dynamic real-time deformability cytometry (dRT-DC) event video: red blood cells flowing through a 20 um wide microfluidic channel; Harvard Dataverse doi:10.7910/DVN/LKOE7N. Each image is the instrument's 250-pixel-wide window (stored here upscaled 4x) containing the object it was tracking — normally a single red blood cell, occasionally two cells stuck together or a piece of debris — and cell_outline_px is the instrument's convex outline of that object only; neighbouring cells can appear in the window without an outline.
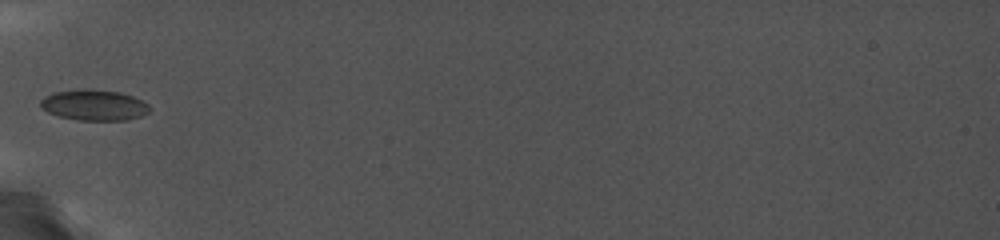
{"species": "common noctule bat (a hibernating species)", "species_latin": "Nyctalus noctula", "temperature_condition": "cold", "stored_images_in_passage": 45, "camera_frame_rate_fps": 5000, "um_per_image_px": 0.085, "animal": {"sex": "female", "body_mass_g": 19.0, "forearm_length_mm": 56.7}, "frame": {"image": 1, "passage_image": 1, "time_ms": 0.0, "image_size_px": [1000, 240], "cell_outline_px": [[148, 112], [140, 116], [128, 120], [80, 120], [60, 116], [48, 112], [40, 104], [40, 100], [44, 96], [56, 92], [84, 88], [120, 92], [132, 96], [148, 104]], "centroid_in_image_um": [7.99, 8.92], "position_along_channel_um": 77.0, "area_um2": 19.31}}
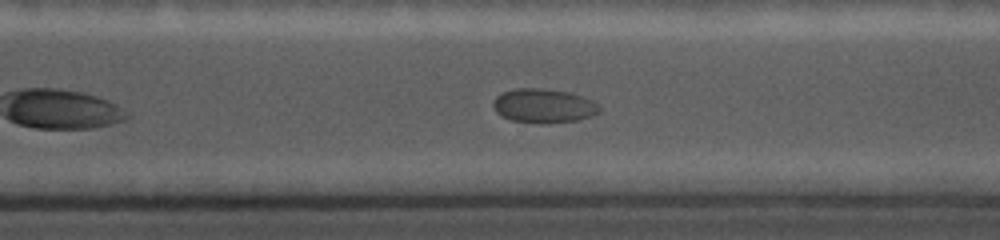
{"frame": {"image": 2, "passage_image": 30, "time_ms": 7.2, "image_size_px": [1000, 240], "cell_outline_px": [[600, 112], [576, 120], [540, 124], [512, 120], [496, 112], [492, 104], [492, 100], [496, 96], [504, 92], [516, 88], [540, 88], [568, 92], [592, 100], [600, 108]], "centroid_in_image_um": [46.17, 8.99], "position_along_channel_um": 324.4, "area_um2": 20.87}}
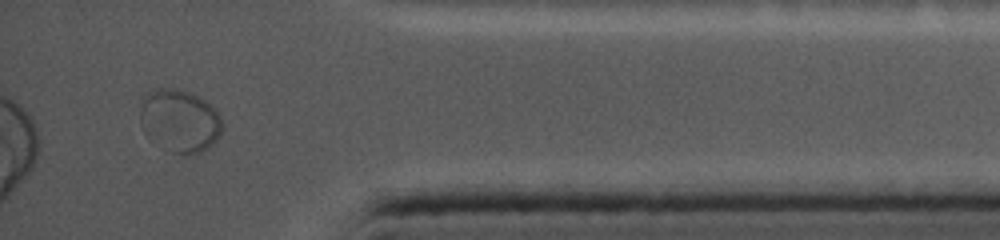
{"frame": {"image": 3, "passage_image": 42, "time_ms": 10.2, "image_size_px": [1000, 240], "cell_outline_px": [[220, 132], [216, 140], [208, 148], [200, 152], [184, 156], [168, 152], [140, 124], [140, 108], [148, 96], [156, 88], [168, 88], [188, 92], [204, 100], [220, 116]], "centroid_in_image_um": [15.29, 10.3], "position_along_channel_um": 419.9, "area_um2": 29.02}}